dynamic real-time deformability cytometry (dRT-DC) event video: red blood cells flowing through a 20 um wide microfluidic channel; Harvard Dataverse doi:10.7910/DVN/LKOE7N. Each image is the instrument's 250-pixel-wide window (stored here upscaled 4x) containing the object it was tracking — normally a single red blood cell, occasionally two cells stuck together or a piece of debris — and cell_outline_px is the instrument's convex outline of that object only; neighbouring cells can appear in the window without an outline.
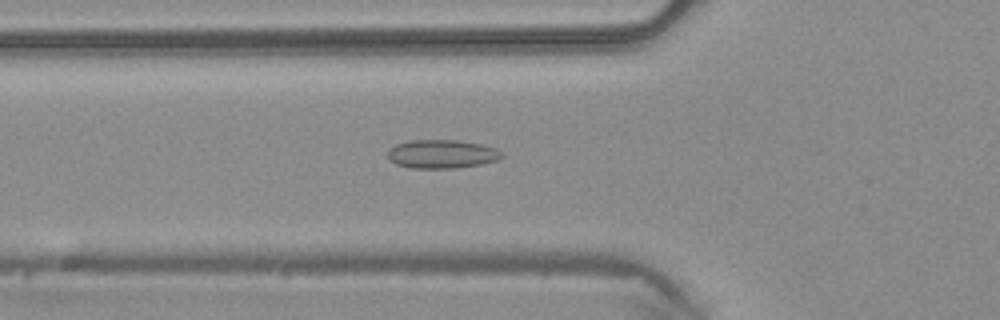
{"species": "common noctule bat (a hibernating species)", "species_latin": "Nyctalus noctula", "temperature_condition": "warm", "stored_images_in_passage": 27, "camera_frame_rate_fps": 3000, "um_per_image_px": 0.085, "animal": {"sex": "male", "body_mass_g": 20.4}, "frame": {"image": 1, "passage_image": 16, "time_ms": 5.0, "image_size_px": [1000, 320], "cell_outline_px": [[504, 156], [496, 160], [480, 164], [456, 168], [412, 168], [396, 164], [388, 160], [388, 152], [396, 144], [408, 140], [456, 140], [480, 144], [496, 148]], "centroid_in_image_um": [37.53, 13.09], "position_along_channel_um": 88.3, "area_um2": 18.9}}
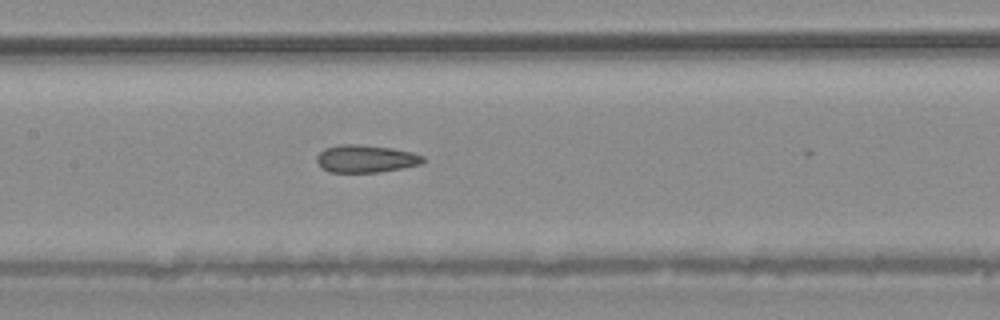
{"frame": {"image": 2, "passage_image": 22, "time_ms": 7.0, "image_size_px": [1000, 320], "cell_outline_px": [[424, 160], [420, 164], [380, 172], [328, 172], [316, 160], [316, 156], [324, 148], [340, 144], [356, 144], [392, 148], [412, 152], [424, 156]], "centroid_in_image_um": [31.08, 13.48], "position_along_channel_um": 176.3, "area_um2": 16.94}}
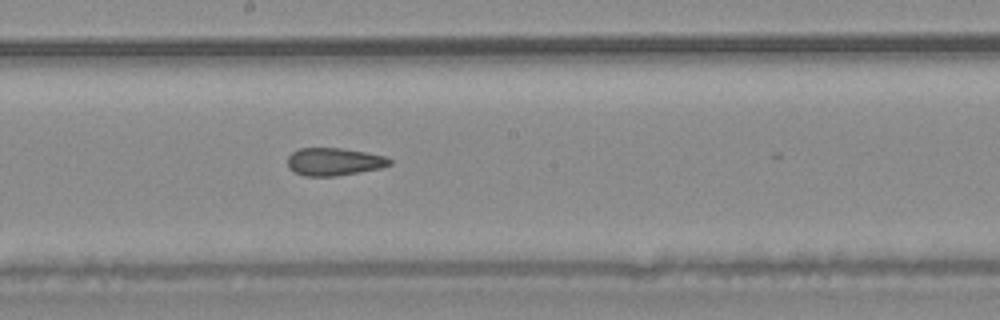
{"frame": {"image": 3, "passage_image": 25, "time_ms": 8.0, "image_size_px": [1000, 320], "cell_outline_px": [[392, 164], [380, 168], [360, 172], [336, 176], [304, 176], [288, 168], [288, 156], [292, 152], [300, 148], [340, 148], [364, 152], [384, 156], [392, 160]], "centroid_in_image_um": [28.38, 13.75], "position_along_channel_um": 219.8, "area_um2": 16.42}}